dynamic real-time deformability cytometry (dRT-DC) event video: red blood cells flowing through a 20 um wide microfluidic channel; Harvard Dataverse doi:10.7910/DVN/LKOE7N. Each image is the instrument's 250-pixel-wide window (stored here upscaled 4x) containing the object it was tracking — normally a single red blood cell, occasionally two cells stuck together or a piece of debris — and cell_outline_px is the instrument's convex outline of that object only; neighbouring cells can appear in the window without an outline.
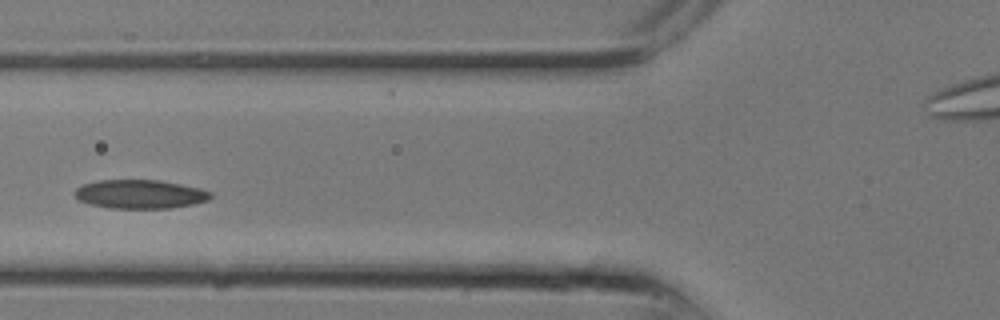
{"species": "common noctule bat (a hibernating species)", "species_latin": "Nyctalus noctula", "temperature_condition": "room temperature", "stored_images_in_passage": 9, "camera_frame_rate_fps": 3000, "um_per_image_px": 0.085, "animal": {"sex": "male", "body_mass_g": 13.3}, "frame": {"image": 1, "passage_image": 7, "time_ms": 2.0, "image_size_px": [1000, 320], "cell_outline_px": [[212, 196], [208, 200], [192, 204], [172, 208], [108, 208], [88, 204], [76, 200], [72, 192], [80, 184], [100, 180], [160, 180], [200, 188], [212, 192]], "centroid_in_image_um": [11.83, 16.5], "position_along_channel_um": 114.0, "area_um2": 23.12}}